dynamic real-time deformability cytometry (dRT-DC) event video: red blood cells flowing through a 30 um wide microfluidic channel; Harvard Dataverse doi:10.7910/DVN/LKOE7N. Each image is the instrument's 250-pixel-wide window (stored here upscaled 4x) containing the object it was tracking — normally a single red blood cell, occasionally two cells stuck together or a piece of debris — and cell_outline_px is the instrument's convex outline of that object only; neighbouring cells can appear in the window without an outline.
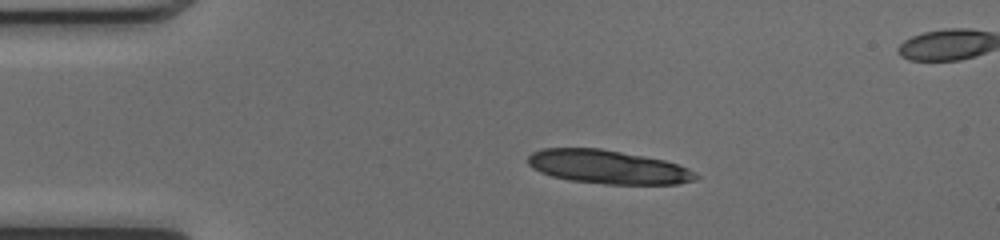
{"species": "common noctule bat (a hibernating species)", "species_latin": "Nyctalus noctula", "temperature_condition": "cold", "stored_images_in_passage": 42, "segment_of_instrument_passage": [1, 2], "camera_frame_rate_fps": 3000, "um_per_image_px": 0.085, "animal": {"sex": "female", "body_mass_g": 17.0, "forearm_length_mm": 48.0}, "frame": {"image": 1, "passage_image": 1, "time_ms": 0.0, "image_size_px": [1000, 240], "cell_outline_px": [[700, 176], [696, 180], [676, 184], [604, 184], [568, 180], [552, 176], [540, 172], [532, 168], [528, 164], [528, 156], [532, 152], [544, 148], [600, 148], [644, 156], [664, 160], [688, 168]], "centroid_in_image_um": [51.66, 14.19], "position_along_channel_um": 33.3, "area_um2": 32.95}}